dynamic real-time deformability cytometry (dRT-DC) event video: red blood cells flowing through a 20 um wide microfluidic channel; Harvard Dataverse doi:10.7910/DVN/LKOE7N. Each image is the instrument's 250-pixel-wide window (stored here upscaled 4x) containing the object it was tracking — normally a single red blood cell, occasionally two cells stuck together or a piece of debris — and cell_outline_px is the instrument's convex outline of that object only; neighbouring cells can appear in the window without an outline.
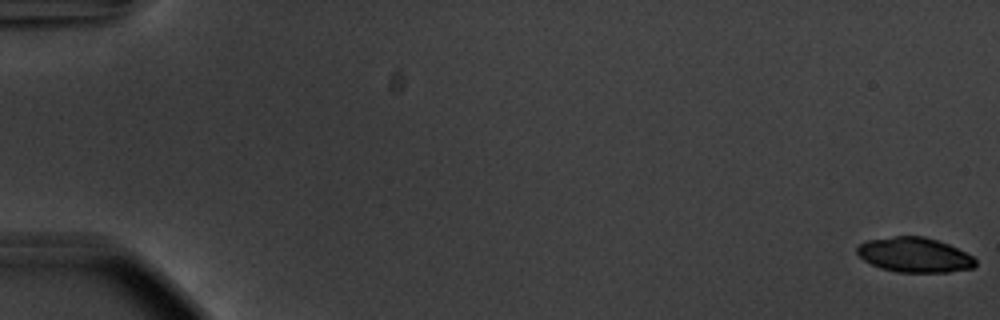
{"species": "common noctule bat (a hibernating species)", "species_latin": "Nyctalus noctula", "temperature_condition": "warm", "stored_images_in_passage": 16, "camera_frame_rate_fps": 3000, "um_per_image_px": 0.085, "animal": {"sex": "male", "body_mass_g": 20.1, "forearm_length_mm": 53.5}, "frame": {"image": 1, "passage_image": 1, "time_ms": 0.0, "image_size_px": [1000, 320], "cell_outline_px": [[976, 264], [972, 268], [948, 272], [896, 272], [880, 268], [864, 260], [856, 252], [856, 248], [860, 244], [868, 240], [892, 236], [924, 236], [948, 244], [972, 256], [976, 260]], "centroid_in_image_um": [77.71, 21.67], "position_along_channel_um": 7.3, "area_um2": 23.87}}